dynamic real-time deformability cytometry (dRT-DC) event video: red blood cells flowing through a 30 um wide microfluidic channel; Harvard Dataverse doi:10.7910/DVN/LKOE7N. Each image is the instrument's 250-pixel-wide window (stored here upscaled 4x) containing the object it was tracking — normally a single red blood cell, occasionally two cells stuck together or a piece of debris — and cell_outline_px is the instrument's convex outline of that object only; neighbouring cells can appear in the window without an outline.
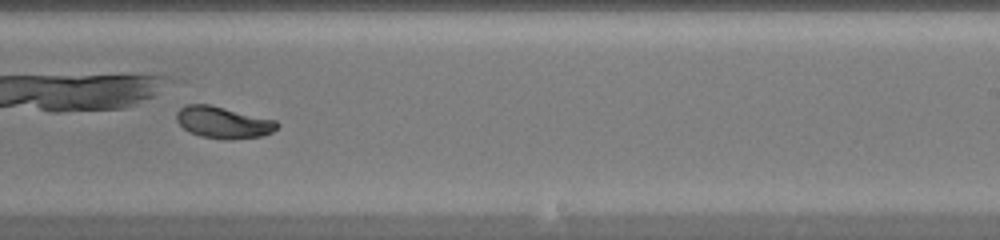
{"species": "common noctule bat (a hibernating species)", "species_latin": "Nyctalus noctula", "temperature_condition": "warm", "stored_images_in_passage": 40, "camera_frame_rate_fps": 3000, "um_per_image_px": 0.085, "animal": {"sex": "female", "body_mass_g": 20.0, "forearm_length_mm": 54.0}, "frame": {"image": 1, "passage_image": 34, "time_ms": 11.0, "image_size_px": [1000, 240], "cell_outline_px": [[280, 124], [272, 132], [260, 136], [232, 140], [224, 140], [200, 136], [188, 132], [176, 120], [176, 112], [184, 104], [208, 104], [276, 120]], "centroid_in_image_um": [18.95, 10.41], "position_along_channel_um": 270.1, "area_um2": 18.67}}